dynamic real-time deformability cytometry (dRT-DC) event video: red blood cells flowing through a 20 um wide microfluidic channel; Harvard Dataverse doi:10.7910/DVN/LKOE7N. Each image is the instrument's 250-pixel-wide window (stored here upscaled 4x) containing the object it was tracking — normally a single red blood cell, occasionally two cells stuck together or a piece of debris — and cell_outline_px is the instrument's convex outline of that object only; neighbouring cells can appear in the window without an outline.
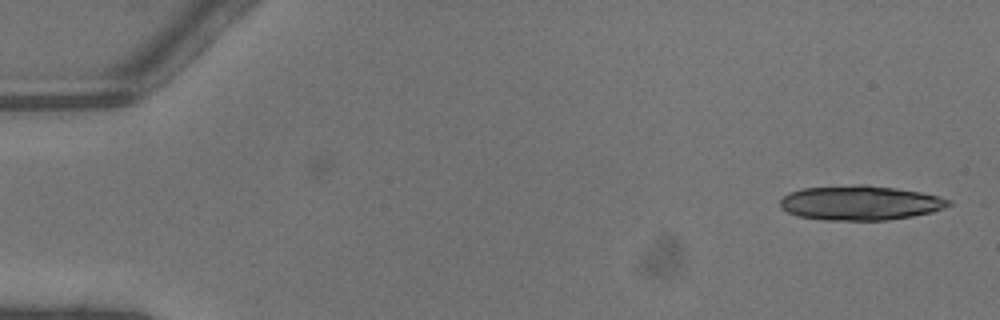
{"species": "common noctule bat (a hibernating species)", "species_latin": "Nyctalus noctula", "temperature_condition": "warm", "stored_images_in_passage": 16, "camera_frame_rate_fps": 3000, "um_per_image_px": 0.085, "animal": {"sex": "male", "body_mass_g": 13.3}, "frame": {"image": 1, "passage_image": 1, "time_ms": 0.0, "image_size_px": [1000, 320], "cell_outline_px": [[952, 204], [944, 208], [932, 212], [912, 216], [888, 220], [824, 220], [796, 216], [780, 208], [780, 200], [788, 192], [800, 188], [860, 184], [864, 184], [896, 188], [920, 192], [940, 196], [952, 200]], "centroid_in_image_um": [73.1, 17.24], "position_along_channel_um": 11.9, "area_um2": 34.28}}